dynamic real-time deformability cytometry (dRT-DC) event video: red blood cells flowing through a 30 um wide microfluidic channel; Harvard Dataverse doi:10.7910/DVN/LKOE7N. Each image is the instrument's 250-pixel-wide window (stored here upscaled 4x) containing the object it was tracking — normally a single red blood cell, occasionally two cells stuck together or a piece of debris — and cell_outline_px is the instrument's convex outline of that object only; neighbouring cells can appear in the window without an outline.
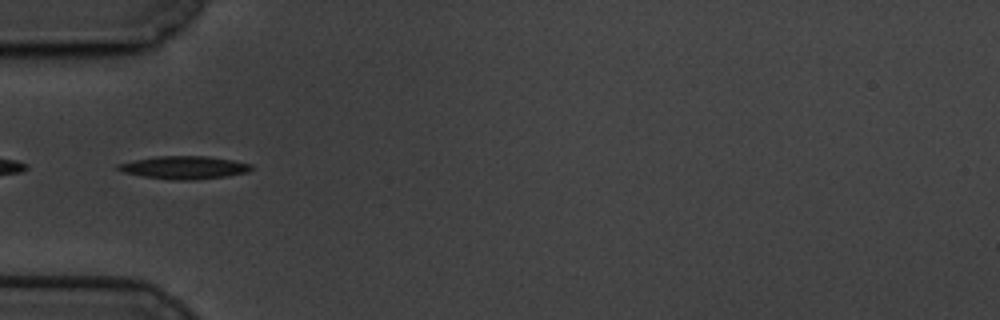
{"species": "common noctule bat (a hibernating species)", "species_latin": "Nyctalus noctula", "temperature_condition": "cold", "stored_images_in_passage": 41, "camera_frame_rate_fps": 3000, "um_per_image_px": 0.085, "animal": {"sex": "male", "body_mass_g": 19.5, "forearm_length_mm": 54.6}, "frame": {"image": 1, "passage_image": 1, "time_ms": 0.0, "image_size_px": [1000, 320], "cell_outline_px": [[252, 168], [248, 172], [228, 176], [196, 180], [172, 180], [144, 176], [124, 172], [116, 168], [116, 164], [132, 160], [156, 156], [208, 156], [232, 160], [252, 164]], "centroid_in_image_um": [15.66, 14.24], "position_along_channel_um": 69.3, "area_um2": 17.86}}
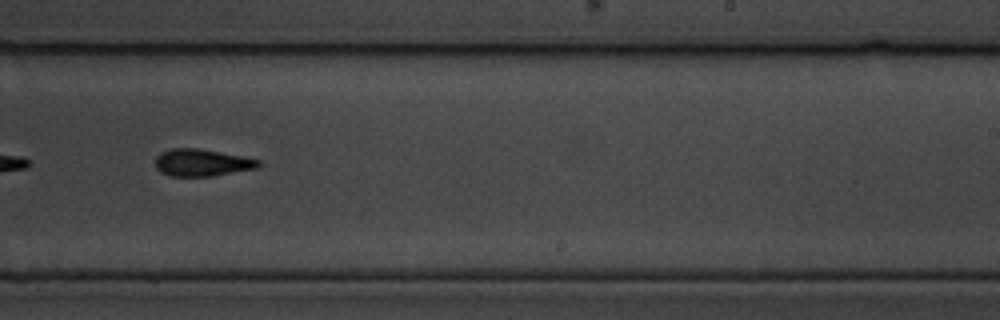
{"frame": {"image": 2, "passage_image": 19, "time_ms": 6.0, "image_size_px": [1000, 320], "cell_outline_px": [[260, 168], [212, 176], [168, 176], [160, 172], [156, 168], [156, 156], [160, 152], [172, 148], [196, 148], [244, 156], [260, 160]], "centroid_in_image_um": [17.17, 13.83], "position_along_channel_um": 271.8, "area_um2": 16.47}}
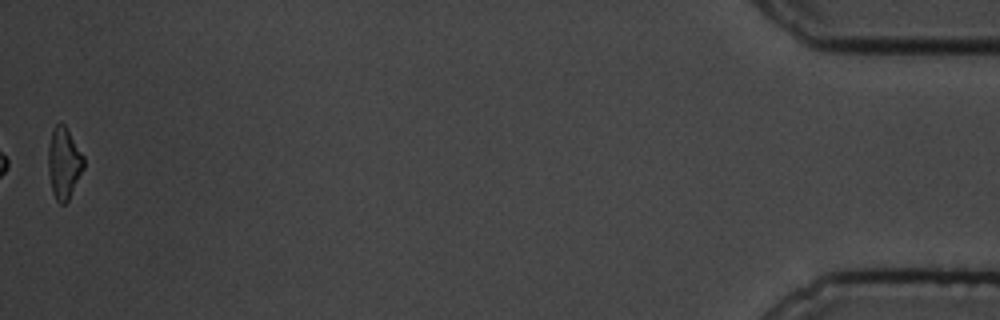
{"frame": {"image": 3, "passage_image": 41, "time_ms": 13.333, "image_size_px": [1000, 320], "cell_outline_px": [[84, 168], [68, 200], [64, 204], [60, 204], [56, 200], [52, 192], [48, 172], [48, 144], [52, 128], [56, 124], [64, 124], [68, 128], [84, 156]], "centroid_in_image_um": [5.42, 13.84], "position_along_channel_um": 429.8, "area_um2": 14.97}, "authors_computed_cell_mechanics": {"area_um2": 16.184, "velocity_mm_per_s": 3.3798, "shape_relaxation_time_tau1_ms": 4.2861, "shape_relaxation_time_tau2_ms": 10.4451, "deformation_change_tau1": 0.1677, "deformation_change_tau2": 0.2146}}